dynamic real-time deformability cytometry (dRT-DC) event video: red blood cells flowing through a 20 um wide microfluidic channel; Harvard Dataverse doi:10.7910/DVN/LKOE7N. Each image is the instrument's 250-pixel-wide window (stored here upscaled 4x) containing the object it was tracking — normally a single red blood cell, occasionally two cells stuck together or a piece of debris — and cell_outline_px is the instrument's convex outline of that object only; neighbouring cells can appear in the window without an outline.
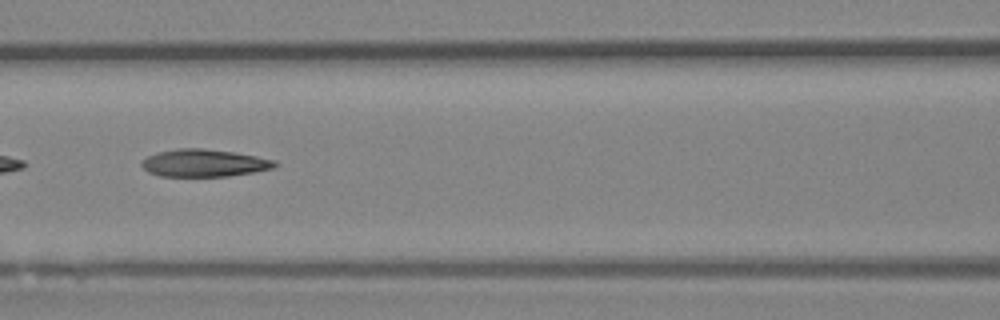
{"species": "Egyptian fruit bat (a non-hibernating species)", "species_latin": "Rousettus aegyptiacus", "temperature_condition": "room temperature", "stored_images_in_passage": 48, "camera_frame_rate_fps": 3000, "um_per_image_px": 0.085, "animal": {"sex": "female"}, "frame": {"image": 1, "passage_image": 21, "time_ms": 6.667, "image_size_px": [1000, 320], "cell_outline_px": [[276, 168], [256, 172], [228, 176], [160, 176], [148, 172], [140, 164], [148, 156], [160, 152], [176, 148], [204, 148], [232, 152], [256, 156], [276, 160]], "centroid_in_image_um": [17.38, 13.86], "position_along_channel_um": 149.2, "area_um2": 21.27}}